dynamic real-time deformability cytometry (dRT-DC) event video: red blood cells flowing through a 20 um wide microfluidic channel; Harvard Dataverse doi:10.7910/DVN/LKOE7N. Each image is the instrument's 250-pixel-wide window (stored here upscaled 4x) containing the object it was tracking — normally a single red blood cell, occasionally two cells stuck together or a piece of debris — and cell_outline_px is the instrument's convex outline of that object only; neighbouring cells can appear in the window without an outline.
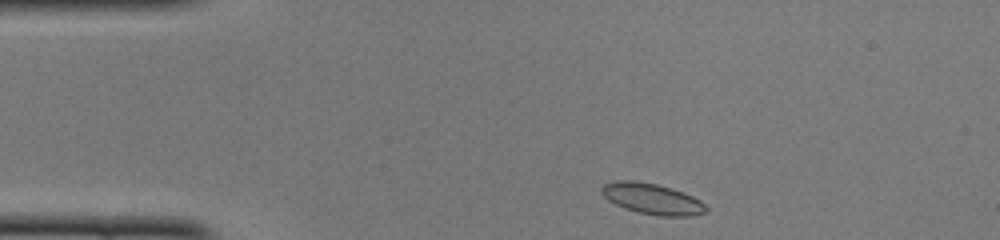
{"species": "common noctule bat (a hibernating species)", "species_latin": "Nyctalus noctula", "temperature_condition": "cold", "stored_images_in_passage": 41, "camera_frame_rate_fps": 3000, "um_per_image_px": 0.085, "animal": {"sex": "female", "body_mass_g": 22.0, "forearm_length_mm": 56.7}, "frame": {"image": 1, "passage_image": 1, "time_ms": 0.0, "image_size_px": [1000, 240], "cell_outline_px": [[708, 212], [696, 216], [660, 216], [640, 212], [624, 208], [608, 200], [600, 192], [600, 188], [604, 184], [616, 180], [636, 180], [656, 184], [672, 188], [684, 192], [700, 200], [708, 208]], "centroid_in_image_um": [55.45, 16.9], "position_along_channel_um": 29.5, "area_um2": 18.96}}
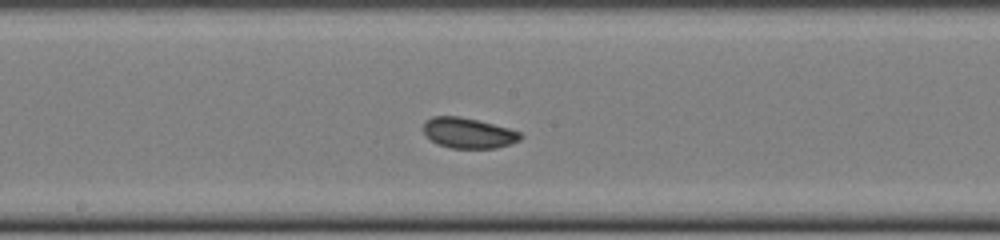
{"frame": {"image": 2, "passage_image": 18, "time_ms": 5.667, "image_size_px": [1000, 240], "cell_outline_px": [[524, 136], [520, 140], [496, 148], [452, 148], [436, 144], [424, 132], [424, 120], [432, 116], [460, 116], [508, 128], [520, 132]], "centroid_in_image_um": [39.8, 11.3], "position_along_channel_um": 208.4, "area_um2": 17.11}}
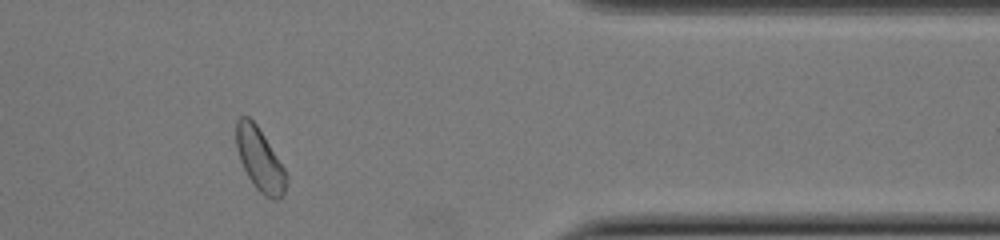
{"frame": {"image": 3, "passage_image": 33, "time_ms": 10.667, "image_size_px": [1000, 240], "cell_outline_px": [[288, 180], [284, 192], [280, 200], [272, 200], [264, 196], [252, 184], [240, 160], [236, 148], [236, 120], [240, 116], [248, 116], [256, 124], [264, 136], [284, 168], [288, 176]], "centroid_in_image_um": [22.09, 13.59], "position_along_channel_um": 389.3, "area_um2": 18.38}, "authors_computed_cell_mechanics": {"area_um2": 17.6868, "velocity_mm_per_s": 4.0469, "shape_relaxation_time_tau1_ms": 2.7616, "shape_relaxation_time_tau2_ms": null, "deformation_change_tau1": 0.0546, "deformation_change_tau2": null}}